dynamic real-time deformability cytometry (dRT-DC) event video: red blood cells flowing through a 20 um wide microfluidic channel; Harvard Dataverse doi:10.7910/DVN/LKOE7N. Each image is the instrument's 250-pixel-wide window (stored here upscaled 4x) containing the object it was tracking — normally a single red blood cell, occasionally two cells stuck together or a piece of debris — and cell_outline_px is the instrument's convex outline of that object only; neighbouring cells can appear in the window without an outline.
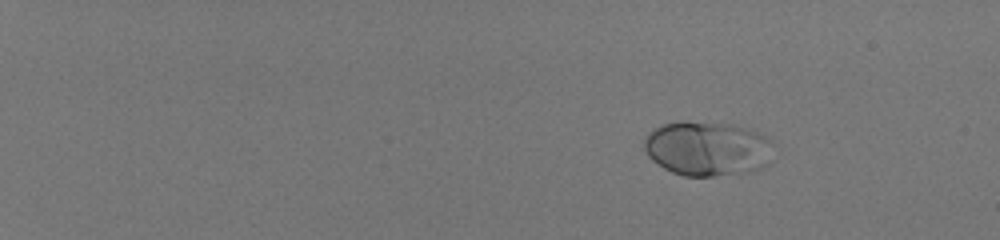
{"species": "human", "species_latin": "Homo sapiens", "temperature_condition": "room temperature", "stored_images_in_passage": 48, "camera_frame_rate_fps": 3000, "um_per_image_px": 0.085, "donor": {"sex": "male"}, "frame": {"image": 1, "passage_image": 1, "time_ms": 0.0, "image_size_px": [1000, 240], "cell_outline_px": [[768, 140], [760, 168], [748, 172], [712, 176], [684, 176], [672, 172], [664, 168], [652, 160], [648, 156], [644, 148], [644, 140], [648, 132], [664, 124], [684, 120], [732, 124], [756, 132], [764, 136]], "centroid_in_image_um": [59.95, 12.61], "position_along_channel_um": 25.0, "area_um2": 40.0}}
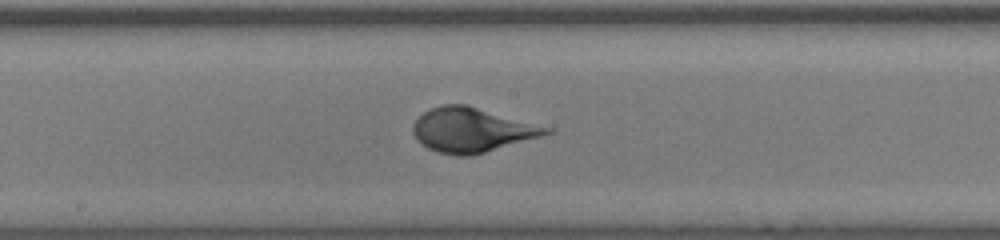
{"frame": {"image": 2, "passage_image": 28, "time_ms": 9.0, "image_size_px": [1000, 240], "cell_outline_px": [[556, 132], [484, 152], [468, 156], [456, 156], [440, 152], [428, 148], [412, 132], [412, 124], [424, 112], [440, 104], [468, 104], [552, 128]], "centroid_in_image_um": [40.14, 11.02], "position_along_channel_um": 208.1, "area_um2": 34.28}}
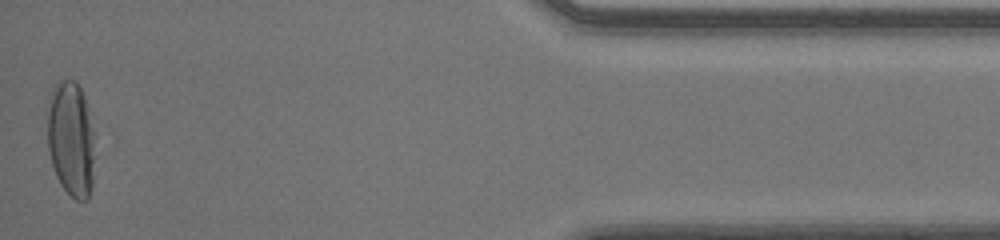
{"frame": {"image": 3, "passage_image": 48, "time_ms": 15.667, "image_size_px": [1000, 240], "cell_outline_px": [[100, 132], [92, 188], [88, 200], [76, 200], [60, 184], [56, 176], [52, 164], [48, 148], [48, 112], [52, 88], [60, 80], [72, 80], [80, 88], [84, 96]], "centroid_in_image_um": [6.16, 11.84], "position_along_channel_um": 429.0, "area_um2": 33.64}}